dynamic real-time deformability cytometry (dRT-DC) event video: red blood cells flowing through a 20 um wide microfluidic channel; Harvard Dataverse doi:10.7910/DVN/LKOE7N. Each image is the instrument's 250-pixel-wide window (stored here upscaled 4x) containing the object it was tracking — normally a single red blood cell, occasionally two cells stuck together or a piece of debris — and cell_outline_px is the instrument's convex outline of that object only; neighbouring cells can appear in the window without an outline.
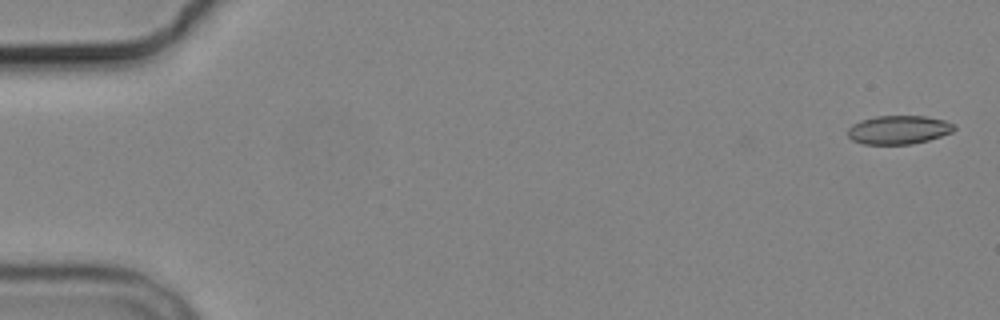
{"species": "common noctule bat (a hibernating species)", "species_latin": "Nyctalus noctula", "temperature_condition": "cold", "stored_images_in_passage": 5, "camera_frame_rate_fps": 3000, "um_per_image_px": 0.085, "animal": {"sex": "male", "body_mass_g": 19.2, "forearm_length_mm": 51.8}, "frame": {"image": 1, "passage_image": 1, "time_ms": 0.0, "image_size_px": [1000, 320], "cell_outline_px": [[956, 128], [952, 132], [928, 140], [912, 144], [864, 144], [852, 140], [848, 136], [848, 128], [852, 124], [860, 120], [876, 116], [924, 116], [944, 120], [956, 124]], "centroid_in_image_um": [76.38, 11.03], "position_along_channel_um": 8.6, "area_um2": 17.8}}
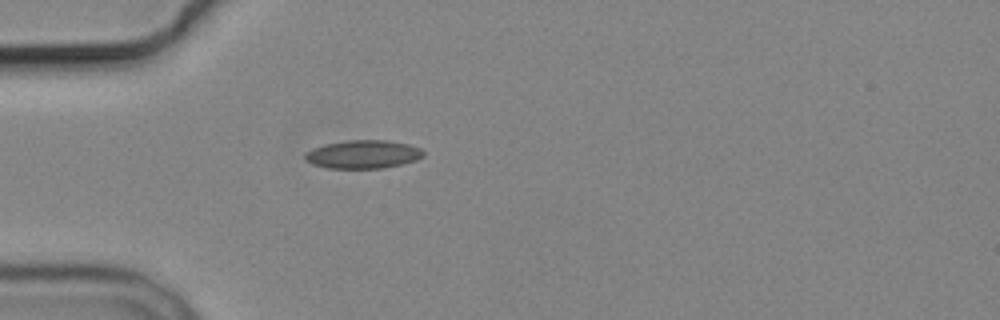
{"frame": {"image": 2, "passage_image": 5, "time_ms": 5.0, "image_size_px": [1000, 320], "cell_outline_px": [[424, 156], [416, 160], [384, 168], [328, 168], [312, 164], [304, 160], [304, 152], [312, 148], [324, 144], [344, 140], [388, 140], [408, 144], [420, 148], [424, 152]], "centroid_in_image_um": [30.82, 13.11], "position_along_channel_um": 54.2, "area_um2": 19.71}}